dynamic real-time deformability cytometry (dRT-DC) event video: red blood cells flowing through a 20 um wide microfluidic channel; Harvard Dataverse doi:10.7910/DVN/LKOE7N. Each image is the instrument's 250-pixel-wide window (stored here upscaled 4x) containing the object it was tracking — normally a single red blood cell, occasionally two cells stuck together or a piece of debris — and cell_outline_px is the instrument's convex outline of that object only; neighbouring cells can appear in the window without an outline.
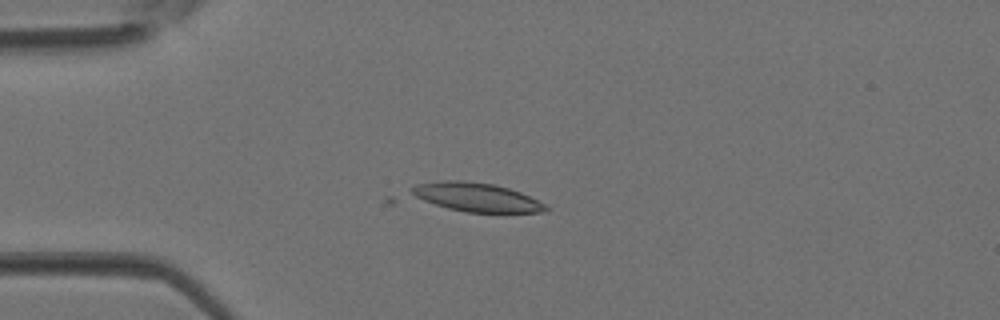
{"species": "Egyptian fruit bat (a non-hibernating species)", "species_latin": "Rousettus aegyptiacus", "temperature_condition": "room temperature", "stored_images_in_passage": 5, "camera_frame_rate_fps": 3000, "um_per_image_px": 0.085, "animal": {"sex": "female"}, "frame": {"image": 1, "passage_image": 3, "time_ms": 0.667, "image_size_px": [1000, 320], "cell_outline_px": [[548, 208], [544, 212], [464, 212], [388, 204], [384, 200], [388, 196], [416, 184], [444, 180], [464, 180], [496, 184], [520, 192], [544, 204]], "centroid_in_image_um": [39.57, 16.8], "position_along_channel_um": 45.4, "area_um2": 26.7}}